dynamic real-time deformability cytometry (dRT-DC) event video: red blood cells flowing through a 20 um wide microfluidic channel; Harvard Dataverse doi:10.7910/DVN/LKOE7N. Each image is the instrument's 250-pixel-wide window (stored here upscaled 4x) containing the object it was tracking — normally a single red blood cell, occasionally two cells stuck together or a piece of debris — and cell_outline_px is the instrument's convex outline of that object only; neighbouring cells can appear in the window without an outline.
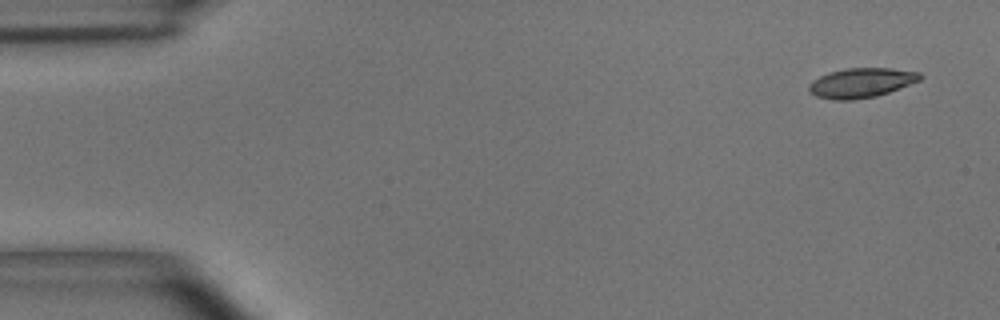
{"species": "common noctule bat (a hibernating species)", "species_latin": "Nyctalus noctula", "temperature_condition": "room temperature", "stored_images_in_passage": 4, "camera_frame_rate_fps": 3000, "um_per_image_px": 0.085, "animal": {"sex": "male", "body_mass_g": 15.6}, "frame": {"image": 1, "passage_image": 1, "time_ms": 0.0, "image_size_px": [1000, 320], "cell_outline_px": [[924, 76], [920, 80], [888, 92], [876, 96], [852, 100], [832, 100], [816, 96], [808, 88], [808, 84], [812, 80], [828, 72], [844, 68], [892, 68], [920, 72]], "centroid_in_image_um": [73.2, 7.03], "position_along_channel_um": 11.8, "area_um2": 19.25}}
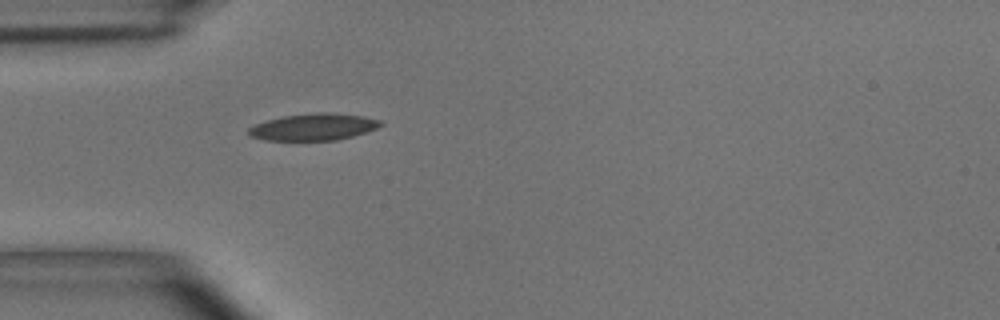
{"frame": {"image": 2, "passage_image": 4, "time_ms": 1.0, "image_size_px": [1000, 320], "cell_outline_px": [[384, 124], [376, 128], [352, 136], [336, 140], [264, 140], [248, 136], [248, 128], [256, 124], [280, 116], [316, 112], [332, 112], [360, 116], [380, 120]], "centroid_in_image_um": [26.61, 10.78], "position_along_channel_um": 58.4, "area_um2": 20.58}}